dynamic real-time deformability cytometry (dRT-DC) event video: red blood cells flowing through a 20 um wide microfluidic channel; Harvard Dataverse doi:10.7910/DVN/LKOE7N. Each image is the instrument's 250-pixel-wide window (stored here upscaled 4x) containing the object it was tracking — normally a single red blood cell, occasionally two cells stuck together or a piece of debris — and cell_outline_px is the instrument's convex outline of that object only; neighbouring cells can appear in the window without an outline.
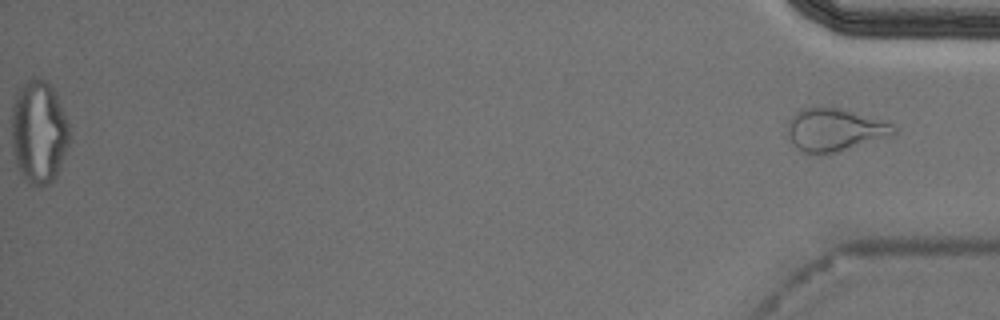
{"species": "Egyptian fruit bat (a non-hibernating species)", "species_latin": "Rousettus aegyptiacus", "temperature_condition": "cold", "stored_images_in_passage": 49, "segment_of_instrument_passage": [2, 2], "camera_frame_rate_fps": 3000, "um_per_image_px": 0.085, "animal": {"sex": "male"}, "frame": {"image": 1, "passage_image": 49, "time_ms": 16.0, "image_size_px": [1000, 320], "cell_outline_px": [[896, 132], [892, 136], [836, 152], [820, 156], [804, 152], [796, 148], [788, 136], [788, 120], [796, 112], [804, 108], [840, 108], [884, 120], [892, 124], [896, 128]], "centroid_in_image_um": [70.95, 11.06], "position_along_channel_um": 364.2, "area_um2": 26.53}}